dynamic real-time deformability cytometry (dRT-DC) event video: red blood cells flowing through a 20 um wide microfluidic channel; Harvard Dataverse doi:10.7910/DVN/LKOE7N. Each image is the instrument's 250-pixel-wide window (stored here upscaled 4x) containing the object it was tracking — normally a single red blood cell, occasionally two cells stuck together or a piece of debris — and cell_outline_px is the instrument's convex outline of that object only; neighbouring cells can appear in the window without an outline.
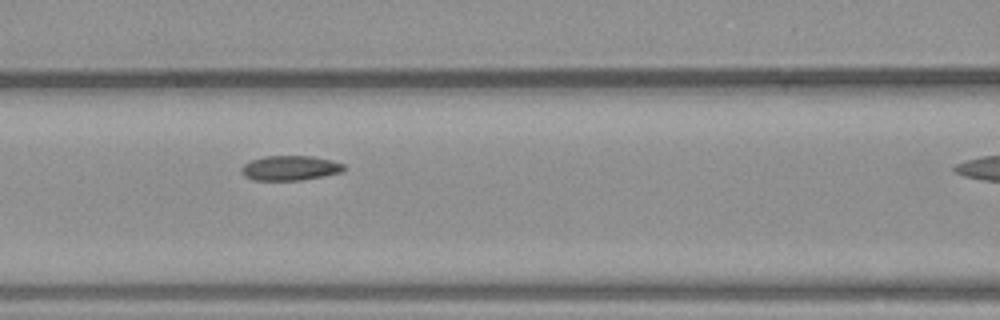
{"species": "common noctule bat (a hibernating species)", "species_latin": "Nyctalus noctula", "temperature_condition": "warm", "stored_images_in_passage": 14, "camera_frame_rate_fps": 3000, "um_per_image_px": 0.085, "animal": {"sex": "male", "body_mass_g": 23.1, "forearm_length_mm": 52.7}, "frame": {"image": 1, "passage_image": 7, "time_ms": 2.0, "image_size_px": [1000, 320], "cell_outline_px": [[344, 168], [340, 172], [324, 176], [300, 180], [252, 180], [244, 176], [240, 172], [240, 168], [244, 164], [252, 160], [264, 156], [312, 156], [332, 160], [344, 164]], "centroid_in_image_um": [24.62, 14.28], "position_along_channel_um": 142.0, "area_um2": 14.8}}
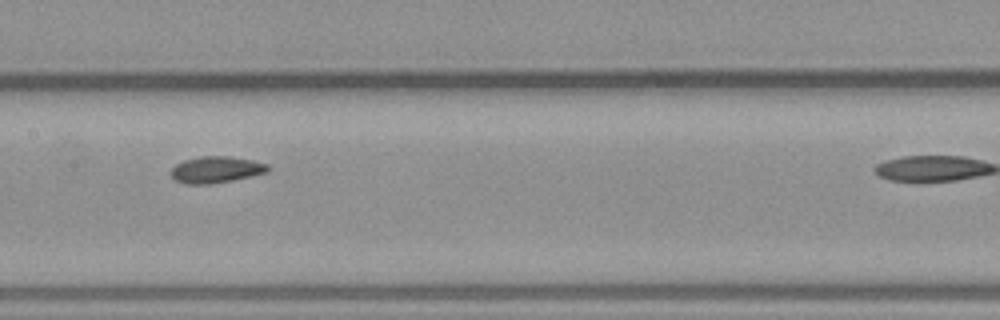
{"frame": {"image": 2, "passage_image": 10, "time_ms": 3.0, "image_size_px": [1000, 320], "cell_outline_px": [[272, 168], [268, 172], [232, 180], [208, 184], [184, 184], [176, 180], [168, 172], [176, 164], [184, 160], [200, 156], [228, 156], [252, 160], [268, 164]], "centroid_in_image_um": [18.36, 14.41], "position_along_channel_um": 189.0, "area_um2": 15.03}}